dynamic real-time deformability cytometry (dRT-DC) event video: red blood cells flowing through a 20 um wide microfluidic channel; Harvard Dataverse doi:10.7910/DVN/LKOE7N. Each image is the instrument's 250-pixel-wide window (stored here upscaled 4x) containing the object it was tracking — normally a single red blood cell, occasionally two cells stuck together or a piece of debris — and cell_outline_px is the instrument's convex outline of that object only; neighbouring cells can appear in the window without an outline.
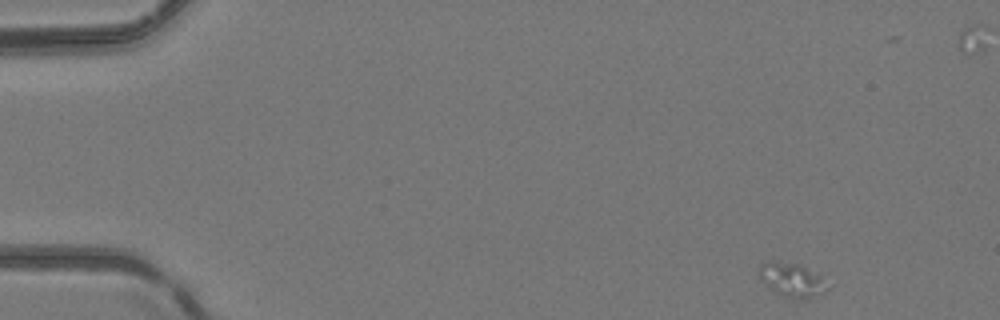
{"species": "common noctule bat (a hibernating species)", "species_latin": "Nyctalus noctula", "temperature_condition": "room temperature", "stored_images_in_passage": 32, "camera_frame_rate_fps": 3000, "um_per_image_px": 0.085, "animal": {"sex": "female", "body_mass_g": 24.6, "forearm_length_mm": 56.2}, "frame": {"image": 1, "passage_image": 1, "time_ms": 0.0, "image_size_px": [1000, 320], "cell_outline_px": [[828, 288], [824, 292], [808, 300], [784, 296], [776, 292], [764, 284], [756, 272], [760, 264], [764, 260], [772, 260], [796, 264], [824, 276]], "centroid_in_image_um": [67.28, 23.77], "position_along_channel_um": 17.7, "area_um2": 13.76}}
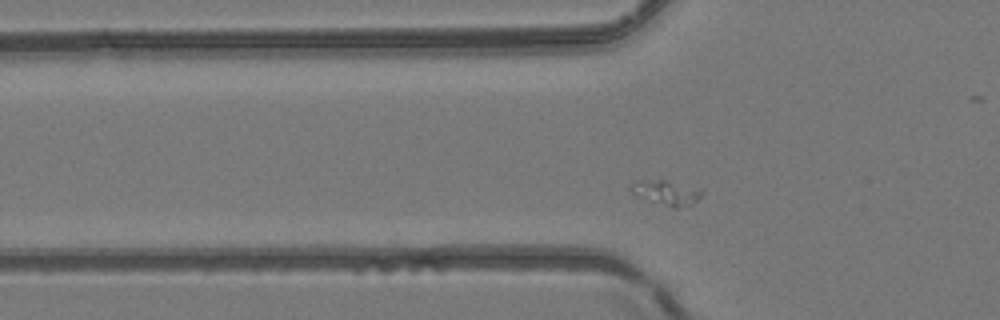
{"frame": {"image": 2, "passage_image": 14, "time_ms": 4.333, "image_size_px": [1000, 320], "cell_outline_px": [[704, 192], [692, 204], [676, 208], [636, 196], [628, 188], [628, 184], [636, 180], [664, 180], [700, 188]], "centroid_in_image_um": [56.59, 16.35], "position_along_channel_um": 69.2, "area_um2": 10.17}}